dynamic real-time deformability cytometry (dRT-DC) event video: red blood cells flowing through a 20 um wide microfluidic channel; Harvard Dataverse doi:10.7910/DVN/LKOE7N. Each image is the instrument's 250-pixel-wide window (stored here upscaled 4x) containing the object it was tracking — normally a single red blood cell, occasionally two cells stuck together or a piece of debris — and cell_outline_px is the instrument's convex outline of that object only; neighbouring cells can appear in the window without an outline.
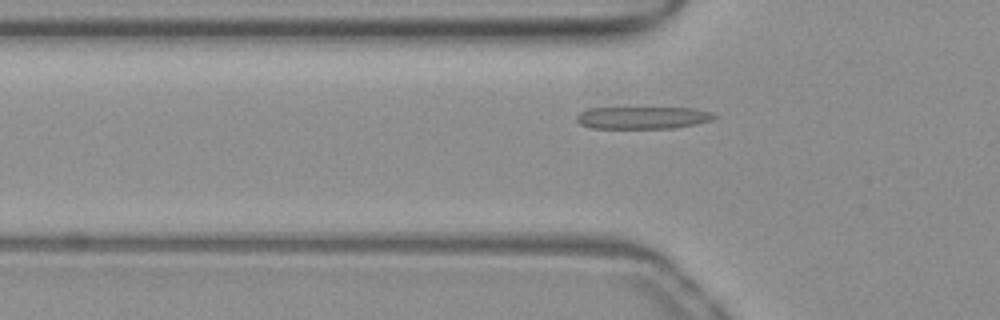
{"species": "common noctule bat (a hibernating species)", "species_latin": "Nyctalus noctula", "temperature_condition": "warm", "stored_images_in_passage": 35, "camera_frame_rate_fps": 3000, "um_per_image_px": 0.085, "animal": {"sex": "female", "body_mass_g": 19.3, "forearm_length_mm": 54.1}, "frame": {"image": 1, "passage_image": 6, "time_ms": 1.667, "image_size_px": [1000, 320], "cell_outline_px": [[720, 116], [712, 120], [676, 128], [592, 128], [580, 124], [576, 120], [576, 116], [580, 112], [588, 108], [696, 108], [712, 112]], "centroid_in_image_um": [54.66, 10.0], "position_along_channel_um": 71.1, "area_um2": 17.98}}
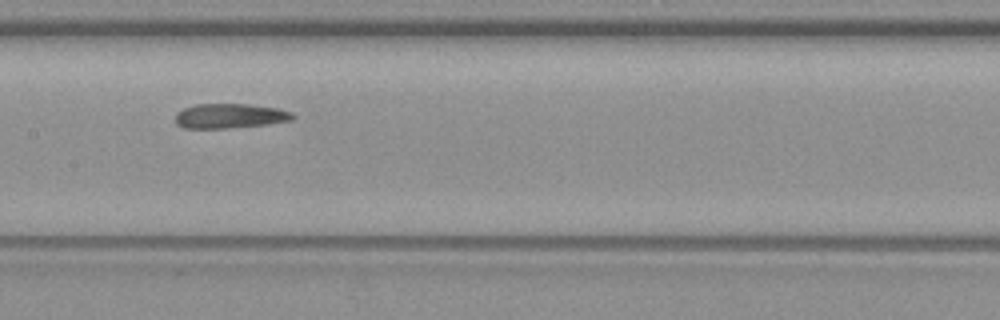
{"frame": {"image": 2, "passage_image": 15, "time_ms": 4.667, "image_size_px": [1000, 320], "cell_outline_px": [[296, 116], [292, 120], [268, 124], [228, 128], [184, 128], [176, 124], [176, 112], [184, 108], [196, 104], [248, 104], [276, 108], [292, 112]], "centroid_in_image_um": [19.54, 9.85], "position_along_channel_um": 187.9, "area_um2": 16.88}}
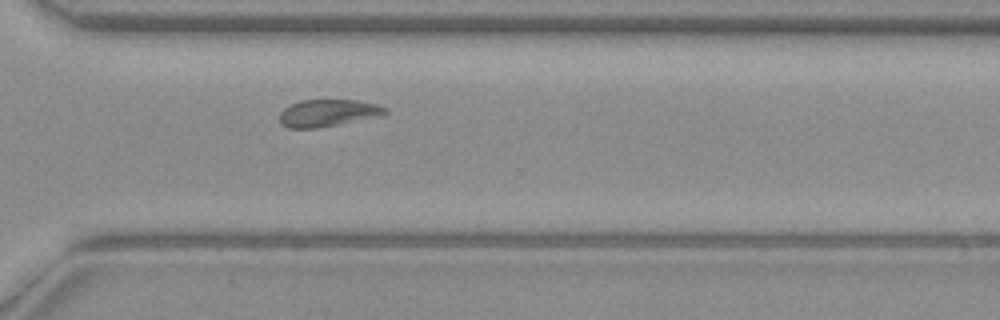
{"frame": {"image": 3, "passage_image": 27, "time_ms": 8.667, "image_size_px": [1000, 320], "cell_outline_px": [[388, 112], [380, 116], [316, 128], [288, 128], [280, 124], [280, 112], [284, 108], [300, 100], [356, 100], [376, 104], [388, 108]], "centroid_in_image_um": [27.86, 9.6], "position_along_channel_um": 342.7, "area_um2": 16.59}}